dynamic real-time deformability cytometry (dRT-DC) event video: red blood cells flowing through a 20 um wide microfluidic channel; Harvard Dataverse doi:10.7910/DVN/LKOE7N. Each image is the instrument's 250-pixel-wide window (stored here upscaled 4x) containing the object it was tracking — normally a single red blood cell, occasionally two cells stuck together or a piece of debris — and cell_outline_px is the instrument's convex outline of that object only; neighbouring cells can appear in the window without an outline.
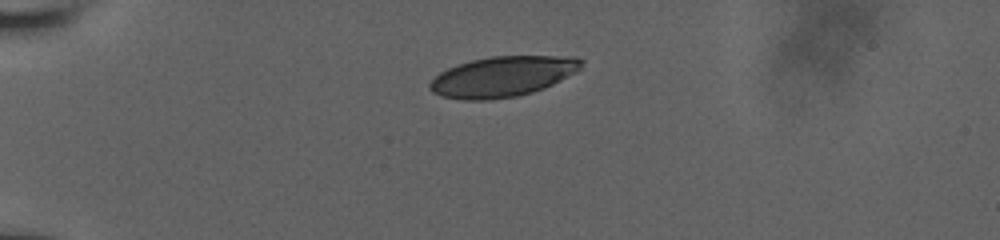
{"species": "human", "species_latin": "Homo sapiens", "temperature_condition": "room temperature", "stored_images_in_passage": 16, "camera_frame_rate_fps": 3000, "um_per_image_px": 0.085, "donor": {"sex": "male"}, "frame": {"image": 1, "passage_image": 1, "time_ms": 0.0, "image_size_px": [1000, 240], "cell_outline_px": [[584, 60], [580, 68], [576, 72], [544, 88], [532, 92], [516, 96], [488, 100], [464, 100], [440, 96], [432, 92], [428, 88], [428, 84], [440, 72], [456, 64], [472, 60], [492, 56], [576, 56]], "centroid_in_image_um": [42.71, 6.5], "position_along_channel_um": 42.3, "area_um2": 35.72}}
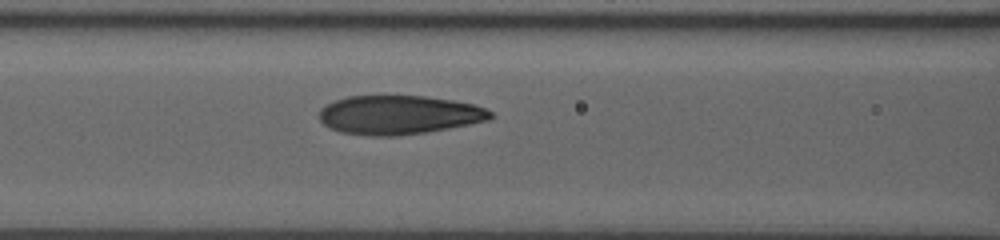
{"frame": {"image": 2, "passage_image": 7, "time_ms": 3.667, "image_size_px": [1000, 240], "cell_outline_px": [[496, 116], [488, 120], [428, 132], [396, 136], [368, 136], [340, 132], [328, 128], [320, 120], [320, 108], [324, 104], [348, 96], [424, 96], [452, 100], [472, 104], [484, 108], [492, 112]], "centroid_in_image_um": [33.88, 9.77], "position_along_channel_um": 132.7, "area_um2": 38.96}}
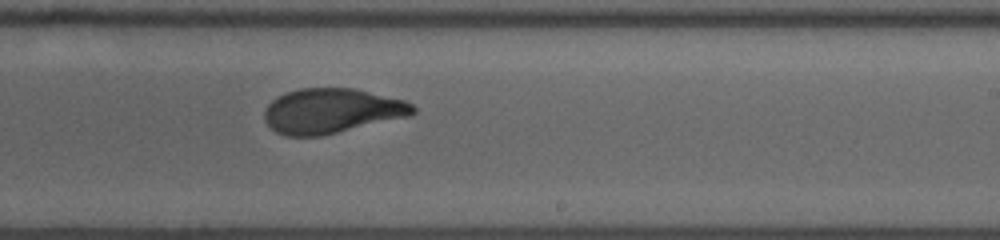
{"frame": {"image": 3, "passage_image": 16, "time_ms": 7.0, "image_size_px": [1000, 240], "cell_outline_px": [[416, 112], [412, 116], [320, 136], [284, 136], [276, 132], [264, 120], [264, 112], [268, 104], [276, 96], [300, 88], [352, 88], [404, 100], [412, 104], [416, 108]], "centroid_in_image_um": [28.19, 9.43], "position_along_channel_um": 260.8, "area_um2": 38.9}}